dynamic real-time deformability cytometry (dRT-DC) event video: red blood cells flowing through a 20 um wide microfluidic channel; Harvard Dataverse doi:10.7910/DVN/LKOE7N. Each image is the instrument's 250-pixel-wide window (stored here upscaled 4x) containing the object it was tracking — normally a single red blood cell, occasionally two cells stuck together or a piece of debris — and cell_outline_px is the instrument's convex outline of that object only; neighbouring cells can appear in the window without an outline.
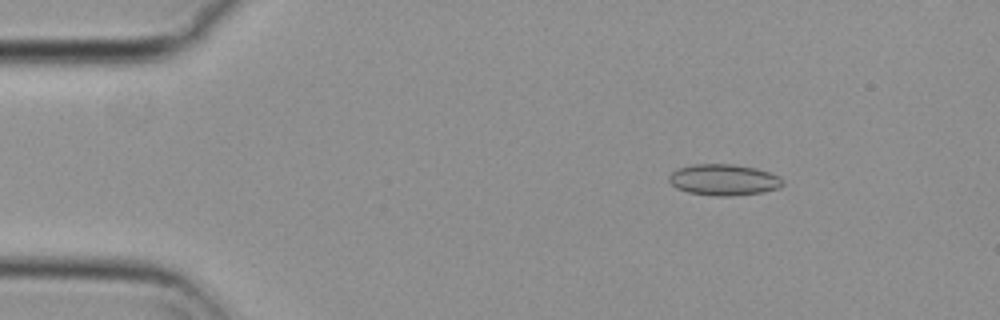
{"species": "common noctule bat (a hibernating species)", "species_latin": "Nyctalus noctula", "temperature_condition": "cold", "stored_images_in_passage": 54, "camera_frame_rate_fps": 3000, "um_per_image_px": 0.085, "animal": {"sex": "female", "body_mass_g": 29.2, "forearm_length_mm": 56.3}, "frame": {"image": 1, "passage_image": 7, "time_ms": 2.0, "image_size_px": [1000, 320], "cell_outline_px": [[784, 184], [780, 188], [764, 192], [732, 196], [716, 196], [688, 192], [676, 188], [668, 180], [668, 176], [676, 168], [692, 164], [736, 164], [756, 168], [780, 176], [784, 180]], "centroid_in_image_um": [61.53, 15.28], "position_along_channel_um": 23.5, "area_um2": 20.98}}
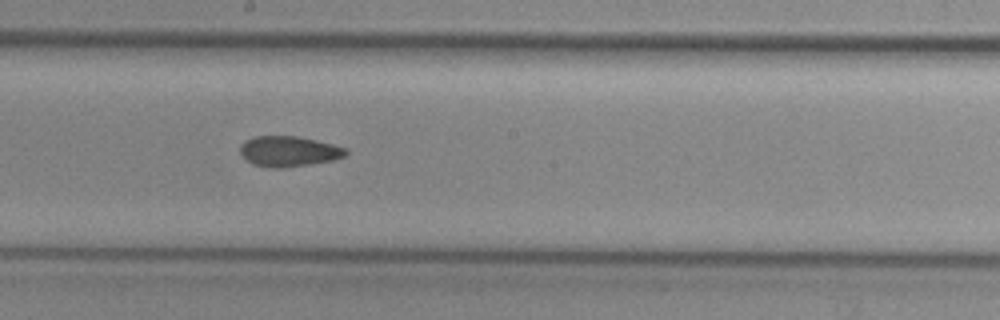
{"frame": {"image": 2, "passage_image": 29, "time_ms": 9.333, "image_size_px": [1000, 320], "cell_outline_px": [[348, 152], [344, 156], [332, 160], [308, 164], [280, 168], [272, 168], [252, 164], [240, 152], [240, 144], [244, 140], [256, 136], [296, 136], [316, 140], [348, 148]], "centroid_in_image_um": [24.53, 12.85], "position_along_channel_um": 223.7, "area_um2": 18.61}}
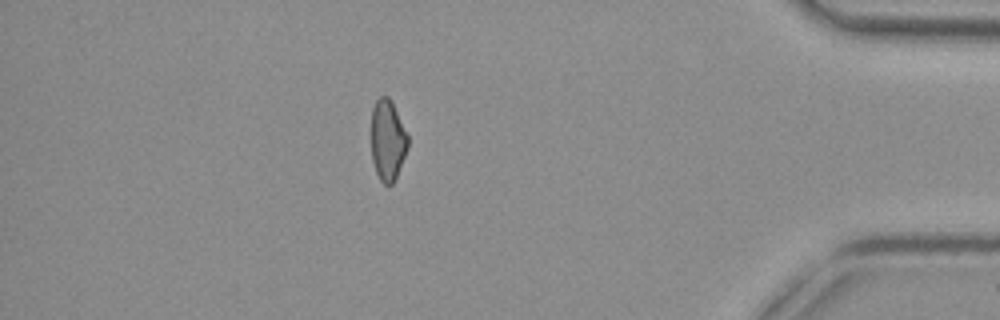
{"frame": {"image": 3, "passage_image": 47, "time_ms": 15.333, "image_size_px": [1000, 320], "cell_outline_px": [[408, 148], [396, 176], [392, 184], [388, 188], [380, 180], [376, 172], [372, 160], [372, 108], [376, 100], [380, 96], [388, 96], [408, 136]], "centroid_in_image_um": [32.94, 11.95], "position_along_channel_um": 402.3, "area_um2": 16.99}, "authors_computed_cell_mechanics": {"area_um2": 18.7561, "velocity_mm_per_s": 3.7319, "shape_relaxation_time_tau1_ms": 10.6395, "shape_relaxation_time_tau2_ms": 7.6183, "deformation_change_tau1": 0.1312, "deformation_change_tau2": 0.1163}}